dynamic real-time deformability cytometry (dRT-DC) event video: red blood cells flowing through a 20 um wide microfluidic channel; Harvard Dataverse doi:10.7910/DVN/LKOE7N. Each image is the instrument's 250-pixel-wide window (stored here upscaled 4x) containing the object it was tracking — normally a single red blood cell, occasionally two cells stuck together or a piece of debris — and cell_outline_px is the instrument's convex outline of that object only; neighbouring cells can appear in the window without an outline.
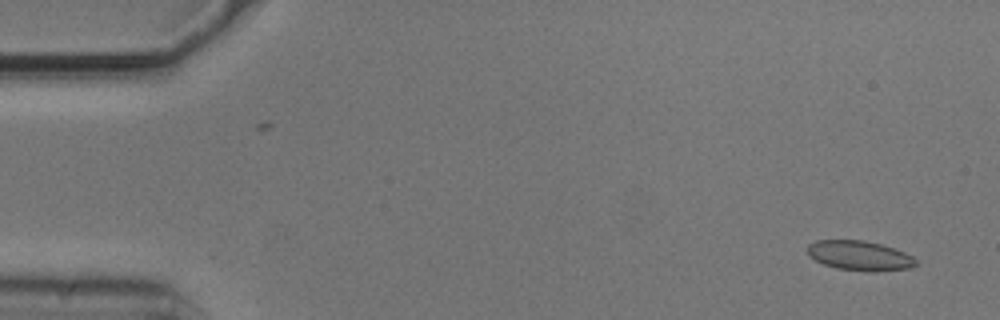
{"species": "common noctule bat (a hibernating species)", "species_latin": "Nyctalus noctula", "temperature_condition": "cold", "stored_images_in_passage": 55, "camera_frame_rate_fps": 3000, "um_per_image_px": 0.085, "animal": {"sex": "male", "body_mass_g": 20.5, "forearm_length_mm": 52.5}, "frame": {"image": 1, "passage_image": 3, "time_ms": 0.667, "image_size_px": [1000, 320], "cell_outline_px": [[920, 264], [912, 268], [872, 272], [836, 268], [824, 264], [808, 256], [808, 244], [816, 240], [864, 240], [880, 244], [904, 252], [912, 256]], "centroid_in_image_um": [73.09, 21.73], "position_along_channel_um": 11.9, "area_um2": 18.84}}
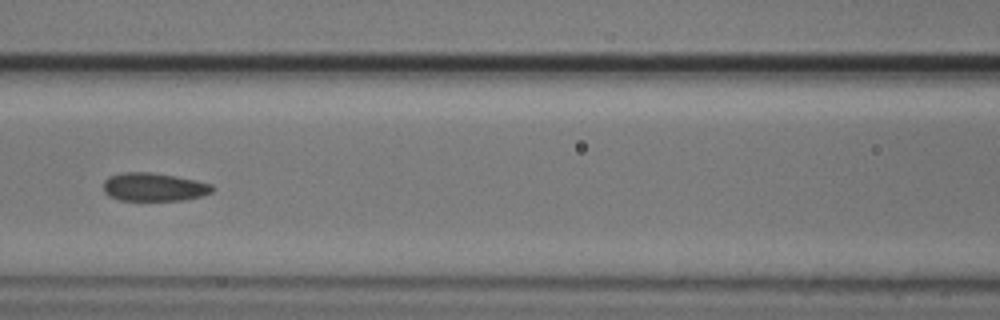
{"frame": {"image": 2, "passage_image": 24, "time_ms": 7.667, "image_size_px": [1000, 320], "cell_outline_px": [[216, 188], [212, 192], [200, 196], [184, 200], [120, 200], [108, 196], [104, 192], [104, 180], [108, 176], [124, 172], [152, 172], [196, 180], [212, 184]], "centroid_in_image_um": [13.08, 15.89], "position_along_channel_um": 153.5, "area_um2": 18.03}}
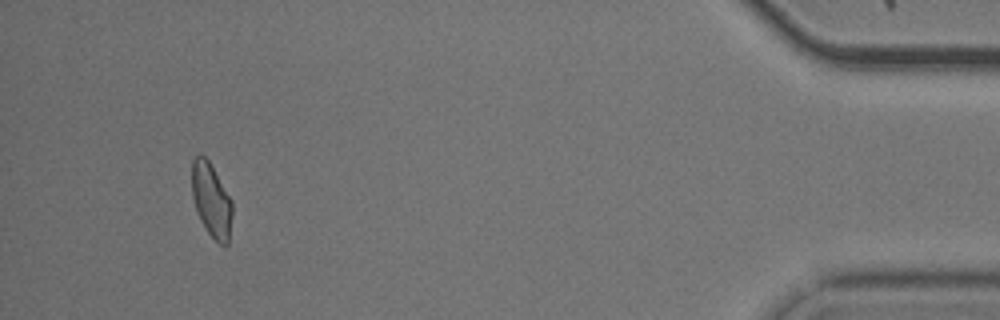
{"frame": {"image": 3, "passage_image": 51, "time_ms": 16.667, "image_size_px": [1000, 320], "cell_outline_px": [[232, 212], [228, 244], [220, 244], [208, 232], [200, 220], [192, 196], [192, 160], [196, 156], [204, 156], [208, 160], [232, 200]], "centroid_in_image_um": [17.96, 17.01], "position_along_channel_um": 417.2, "area_um2": 17.05}, "authors_computed_cell_mechanics": {"area_um2": 18.3226, "velocity_mm_per_s": 3.7127, "shape_relaxation_time_tau1_ms": null, "shape_relaxation_time_tau2_ms": 1.8728, "deformation_change_tau1": null, "deformation_change_tau2": 0.0677}}